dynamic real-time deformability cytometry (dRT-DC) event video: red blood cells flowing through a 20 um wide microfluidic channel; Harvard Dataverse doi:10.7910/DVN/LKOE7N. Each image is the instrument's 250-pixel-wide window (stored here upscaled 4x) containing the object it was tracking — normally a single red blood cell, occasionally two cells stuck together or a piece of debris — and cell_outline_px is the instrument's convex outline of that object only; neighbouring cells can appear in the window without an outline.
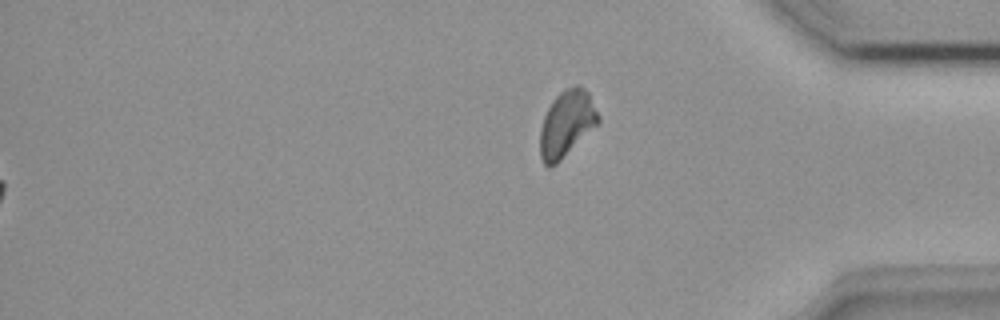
{"species": "common noctule bat (a hibernating species)", "species_latin": "Nyctalus noctula", "temperature_condition": "room temperature", "stored_images_in_passage": 42, "segment_of_instrument_passage": [2, 2], "camera_frame_rate_fps": 3000, "um_per_image_px": 0.085, "animal": {"sex": "female", "body_mass_g": 18.4}, "frame": {"image": 1, "passage_image": 42, "time_ms": 13.667, "image_size_px": [1000, 320], "cell_outline_px": [[600, 124], [556, 164], [548, 168], [544, 164], [540, 156], [540, 128], [544, 116], [552, 100], [564, 88], [576, 84], [580, 84], [588, 92], [600, 116]], "centroid_in_image_um": [48.19, 10.5], "position_along_channel_um": 387.0, "area_um2": 22.89}}